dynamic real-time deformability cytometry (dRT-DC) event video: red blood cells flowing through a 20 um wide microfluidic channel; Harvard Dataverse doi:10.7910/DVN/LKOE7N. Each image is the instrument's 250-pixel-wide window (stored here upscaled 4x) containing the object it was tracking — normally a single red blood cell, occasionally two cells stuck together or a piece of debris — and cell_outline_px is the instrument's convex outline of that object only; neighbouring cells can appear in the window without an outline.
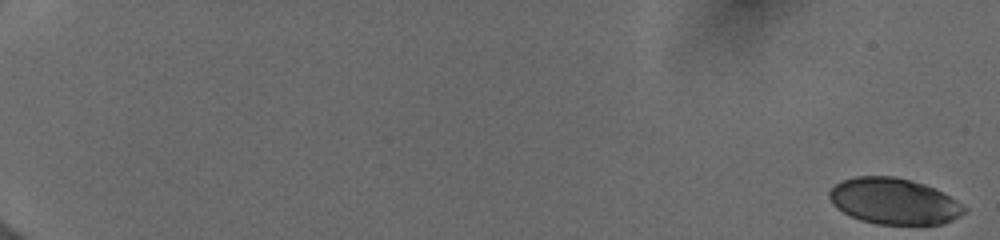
{"species": "human", "species_latin": "Homo sapiens", "temperature_condition": "cold", "stored_images_in_passage": 55, "camera_frame_rate_fps": 3000, "um_per_image_px": 0.085, "donor": {"sex": "female"}, "frame": {"image": 1, "passage_image": 1, "time_ms": 0.0, "image_size_px": [1000, 240], "cell_outline_px": [[968, 212], [944, 224], [876, 224], [860, 220], [836, 208], [832, 204], [828, 196], [828, 192], [840, 180], [856, 176], [896, 176], [924, 184], [956, 200], [968, 208]], "centroid_in_image_um": [75.98, 17.11], "position_along_channel_um": 9.0, "area_um2": 36.3}}
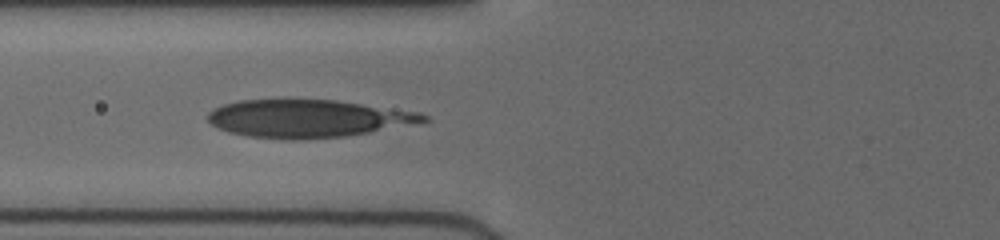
{"frame": {"image": 2, "passage_image": 25, "time_ms": 8.0, "image_size_px": [1000, 240], "cell_outline_px": [[428, 120], [368, 132], [344, 136], [300, 140], [288, 140], [248, 136], [228, 132], [216, 128], [208, 120], [208, 112], [224, 104], [240, 100], [336, 100], [420, 112], [428, 116]], "centroid_in_image_um": [26.1, 10.08], "position_along_channel_um": 99.7, "area_um2": 46.99}}
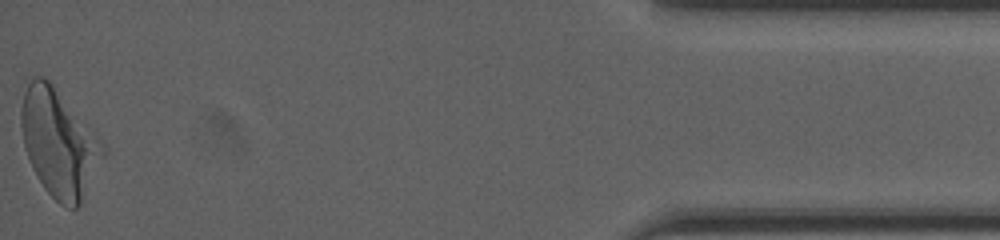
{"frame": {"image": 3, "passage_image": 55, "time_ms": 18.0, "image_size_px": [1000, 240], "cell_outline_px": [[108, 152], [80, 204], [76, 208], [68, 208], [60, 204], [44, 188], [36, 176], [32, 168], [24, 148], [20, 124], [20, 112], [24, 92], [32, 76], [44, 76], [52, 84], [96, 132], [108, 148]], "centroid_in_image_um": [5.04, 12.17], "position_along_channel_um": 430.2, "area_um2": 51.62}}